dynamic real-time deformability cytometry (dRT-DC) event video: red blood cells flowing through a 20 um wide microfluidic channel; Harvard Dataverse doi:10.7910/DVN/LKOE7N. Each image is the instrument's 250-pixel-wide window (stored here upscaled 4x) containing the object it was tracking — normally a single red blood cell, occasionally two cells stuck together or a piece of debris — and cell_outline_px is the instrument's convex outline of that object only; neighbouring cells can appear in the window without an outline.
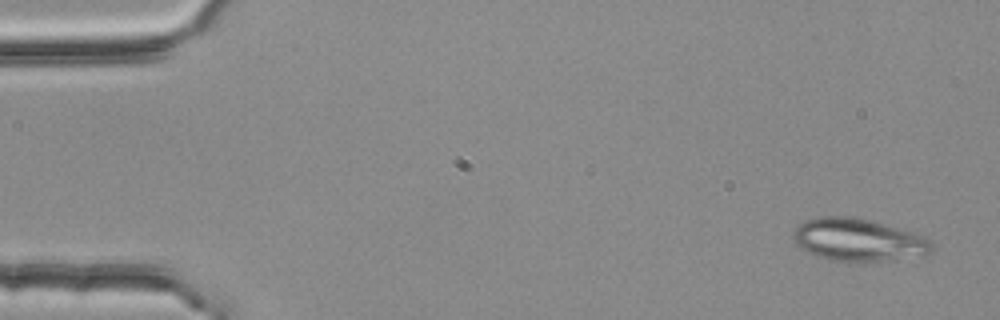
{"species": "common noctule bat (a hibernating species)", "species_latin": "Nyctalus noctula", "temperature_condition": "room temperature", "stored_images_in_passage": 3, "camera_frame_rate_fps": 3000, "um_per_image_px": 0.085, "animal": {"sex": "female", "body_mass_g": 25.1}, "frame": {"image": 1, "passage_image": 1, "time_ms": 0.0, "image_size_px": [1000, 320], "cell_outline_px": [[932, 252], [924, 256], [880, 260], [828, 260], [796, 244], [792, 236], [792, 232], [804, 220], [820, 216], [852, 216], [868, 220], [912, 232], [924, 236], [932, 244]], "centroid_in_image_um": [72.95, 20.36], "position_along_channel_um": 12.0, "area_um2": 33.64}}